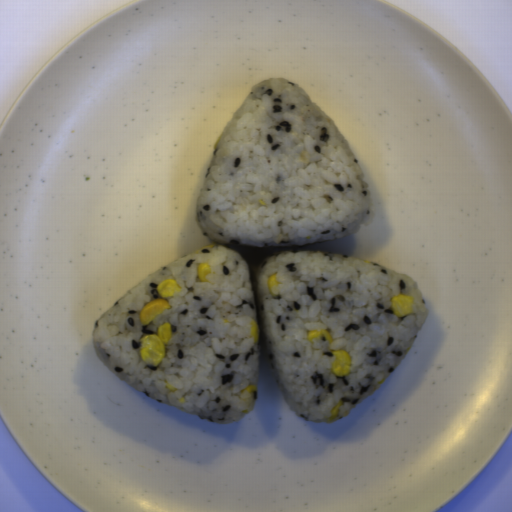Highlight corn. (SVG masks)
Returning <instances> with one entry per match:
<instances>
[{
  "mask_svg": "<svg viewBox=\"0 0 512 512\" xmlns=\"http://www.w3.org/2000/svg\"><path fill=\"white\" fill-rule=\"evenodd\" d=\"M320 337H325L327 339L328 343H331V344L334 340L330 331L325 330V329H321L320 331H317L316 329H312L311 331L308 332V335H307V339L310 342H313V339L320 338Z\"/></svg>",
  "mask_w": 512,
  "mask_h": 512,
  "instance_id": "79e197a2",
  "label": "corn"
},
{
  "mask_svg": "<svg viewBox=\"0 0 512 512\" xmlns=\"http://www.w3.org/2000/svg\"><path fill=\"white\" fill-rule=\"evenodd\" d=\"M250 337L253 338L254 343L258 341V323L254 320H250Z\"/></svg>",
  "mask_w": 512,
  "mask_h": 512,
  "instance_id": "6a14855c",
  "label": "corn"
},
{
  "mask_svg": "<svg viewBox=\"0 0 512 512\" xmlns=\"http://www.w3.org/2000/svg\"><path fill=\"white\" fill-rule=\"evenodd\" d=\"M165 389L168 390L169 392H176L178 391L177 388L173 387L172 385H170L167 380L165 379Z\"/></svg>",
  "mask_w": 512,
  "mask_h": 512,
  "instance_id": "f22f9a43",
  "label": "corn"
},
{
  "mask_svg": "<svg viewBox=\"0 0 512 512\" xmlns=\"http://www.w3.org/2000/svg\"><path fill=\"white\" fill-rule=\"evenodd\" d=\"M254 390H257V387L256 385H249L247 388H243L240 393H244V392H247V393H251L252 391Z\"/></svg>",
  "mask_w": 512,
  "mask_h": 512,
  "instance_id": "a0e27810",
  "label": "corn"
},
{
  "mask_svg": "<svg viewBox=\"0 0 512 512\" xmlns=\"http://www.w3.org/2000/svg\"><path fill=\"white\" fill-rule=\"evenodd\" d=\"M335 360L332 363L331 369L336 377H344L350 371L351 356L347 351L334 350L331 351Z\"/></svg>",
  "mask_w": 512,
  "mask_h": 512,
  "instance_id": "5cfa1b94",
  "label": "corn"
},
{
  "mask_svg": "<svg viewBox=\"0 0 512 512\" xmlns=\"http://www.w3.org/2000/svg\"><path fill=\"white\" fill-rule=\"evenodd\" d=\"M212 273V267L210 263L202 262L197 265L196 268V275L198 278V281L207 282V275Z\"/></svg>",
  "mask_w": 512,
  "mask_h": 512,
  "instance_id": "2b8c4276",
  "label": "corn"
},
{
  "mask_svg": "<svg viewBox=\"0 0 512 512\" xmlns=\"http://www.w3.org/2000/svg\"><path fill=\"white\" fill-rule=\"evenodd\" d=\"M344 405V402L343 400L342 401H339L334 407L333 409L331 410L330 412V417L328 418L329 421H332L333 419H335L339 413V409L340 407Z\"/></svg>",
  "mask_w": 512,
  "mask_h": 512,
  "instance_id": "42891da5",
  "label": "corn"
},
{
  "mask_svg": "<svg viewBox=\"0 0 512 512\" xmlns=\"http://www.w3.org/2000/svg\"><path fill=\"white\" fill-rule=\"evenodd\" d=\"M173 338L171 322H165L156 334H148L140 339L143 348L139 352L141 359H151L153 366H158L166 357V344Z\"/></svg>",
  "mask_w": 512,
  "mask_h": 512,
  "instance_id": "f1292c28",
  "label": "corn"
},
{
  "mask_svg": "<svg viewBox=\"0 0 512 512\" xmlns=\"http://www.w3.org/2000/svg\"><path fill=\"white\" fill-rule=\"evenodd\" d=\"M181 285L177 279H167L160 283L156 288L158 298H153L145 304L139 313L141 325H149L155 318L170 308L167 298L173 297L175 293H179Z\"/></svg>",
  "mask_w": 512,
  "mask_h": 512,
  "instance_id": "51d56268",
  "label": "corn"
},
{
  "mask_svg": "<svg viewBox=\"0 0 512 512\" xmlns=\"http://www.w3.org/2000/svg\"><path fill=\"white\" fill-rule=\"evenodd\" d=\"M215 246H216V244H207V245H205L204 247H202V248H200V249L196 250V251L194 252V254H196V255H197V254H198V253H200L203 249L211 250V249H212V248H214Z\"/></svg>",
  "mask_w": 512,
  "mask_h": 512,
  "instance_id": "3270194a",
  "label": "corn"
},
{
  "mask_svg": "<svg viewBox=\"0 0 512 512\" xmlns=\"http://www.w3.org/2000/svg\"><path fill=\"white\" fill-rule=\"evenodd\" d=\"M413 303L412 295L398 293L391 300L392 312L396 317L409 315L412 311Z\"/></svg>",
  "mask_w": 512,
  "mask_h": 512,
  "instance_id": "cfcad685",
  "label": "corn"
},
{
  "mask_svg": "<svg viewBox=\"0 0 512 512\" xmlns=\"http://www.w3.org/2000/svg\"><path fill=\"white\" fill-rule=\"evenodd\" d=\"M277 276L278 274L276 273H272L268 278H267V287H268V291L269 293L271 294L272 292V289L273 287H276L278 286L279 284H281V282H279L277 280Z\"/></svg>",
  "mask_w": 512,
  "mask_h": 512,
  "instance_id": "30e3d8cc",
  "label": "corn"
}]
</instances>
